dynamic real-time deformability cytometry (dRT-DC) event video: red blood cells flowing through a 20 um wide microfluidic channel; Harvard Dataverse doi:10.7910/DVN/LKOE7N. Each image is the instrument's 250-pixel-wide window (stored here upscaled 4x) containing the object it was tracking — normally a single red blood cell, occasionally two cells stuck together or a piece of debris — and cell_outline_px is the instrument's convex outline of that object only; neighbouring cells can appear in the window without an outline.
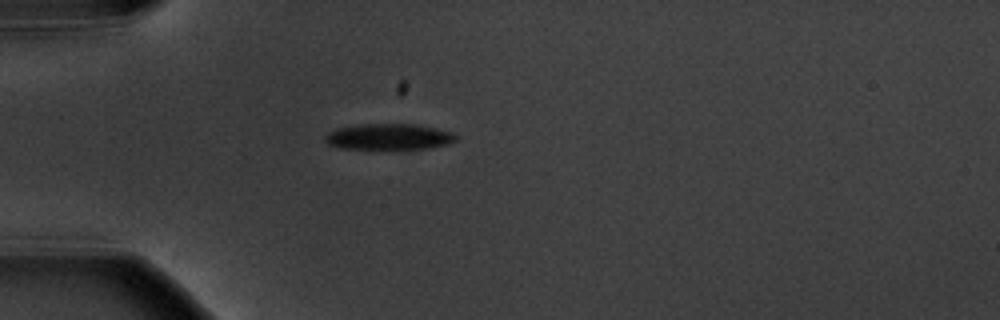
{"species": "common noctule bat (a hibernating species)", "species_latin": "Nyctalus noctula", "temperature_condition": "warm", "stored_images_in_passage": 6, "camera_frame_rate_fps": 3000, "um_per_image_px": 0.085, "animal": {"sex": "male", "body_mass_g": 20.1, "forearm_length_mm": 53.5}, "frame": {"image": 1, "passage_image": 6, "time_ms": 5.667, "image_size_px": [1000, 320], "cell_outline_px": [[456, 140], [448, 144], [428, 148], [336, 148], [328, 144], [324, 140], [324, 136], [328, 132], [340, 128], [364, 124], [412, 124], [436, 128], [452, 132], [456, 136]], "centroid_in_image_um": [33.04, 11.62], "position_along_channel_um": 52.0, "area_um2": 19.48}}